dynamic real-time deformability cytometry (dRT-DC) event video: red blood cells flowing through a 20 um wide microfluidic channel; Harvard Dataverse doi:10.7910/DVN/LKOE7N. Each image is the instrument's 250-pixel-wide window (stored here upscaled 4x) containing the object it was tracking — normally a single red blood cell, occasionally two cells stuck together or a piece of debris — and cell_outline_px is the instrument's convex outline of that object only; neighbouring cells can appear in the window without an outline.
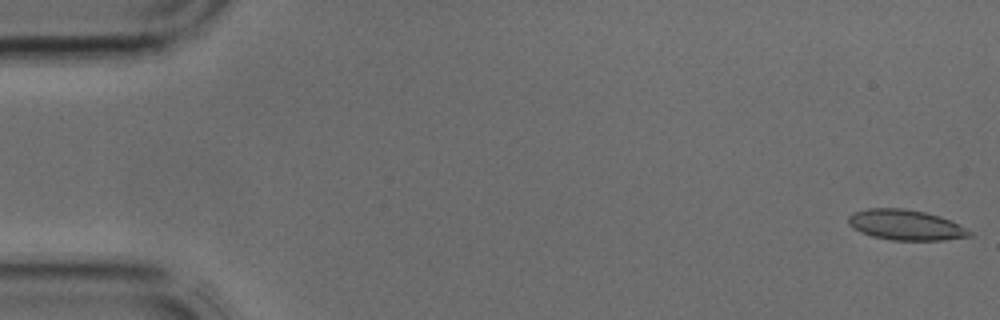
{"species": "common noctule bat (a hibernating species)", "species_latin": "Nyctalus noctula", "temperature_condition": "cold", "stored_images_in_passage": 4, "camera_frame_rate_fps": 3000, "um_per_image_px": 0.085, "animal": {"sex": "male", "body_mass_g": 17.9, "forearm_length_mm": 54.2}, "frame": {"image": 1, "passage_image": 1, "time_ms": 0.0, "image_size_px": [1000, 320], "cell_outline_px": [[972, 236], [944, 240], [892, 240], [872, 236], [860, 232], [852, 228], [848, 224], [848, 216], [852, 212], [868, 208], [904, 208], [924, 212], [940, 216], [952, 220], [960, 224], [972, 232]], "centroid_in_image_um": [76.98, 19.11], "position_along_channel_um": 8.0, "area_um2": 21.68}}
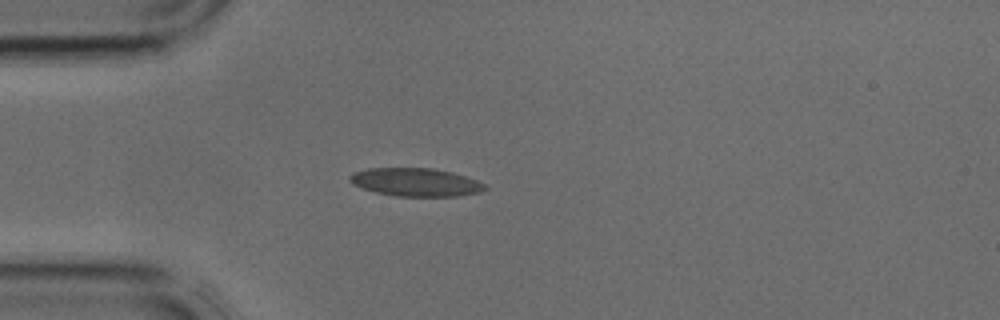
{"frame": {"image": 2, "passage_image": 4, "time_ms": 1.0, "image_size_px": [1000, 320], "cell_outline_px": [[488, 188], [480, 192], [456, 196], [396, 196], [376, 192], [352, 184], [348, 180], [348, 176], [352, 172], [368, 168], [432, 168], [452, 172], [476, 180], [484, 184]], "centroid_in_image_um": [35.3, 15.48], "position_along_channel_um": 49.7, "area_um2": 22.14}}